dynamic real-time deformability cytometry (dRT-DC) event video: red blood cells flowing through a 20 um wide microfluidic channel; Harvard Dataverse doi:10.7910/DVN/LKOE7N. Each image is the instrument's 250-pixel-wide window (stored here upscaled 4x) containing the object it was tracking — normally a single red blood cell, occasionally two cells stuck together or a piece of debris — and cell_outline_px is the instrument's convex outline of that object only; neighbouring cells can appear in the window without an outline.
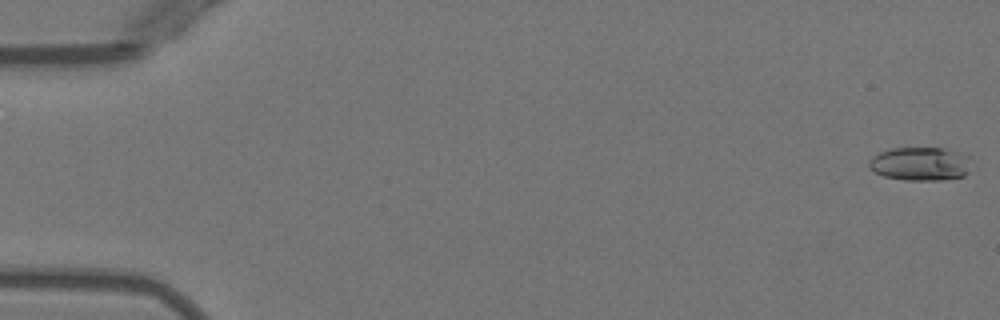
{"species": "Egyptian fruit bat (a non-hibernating species)", "species_latin": "Rousettus aegyptiacus", "temperature_condition": "warm", "stored_images_in_passage": 51, "camera_frame_rate_fps": 3000, "um_per_image_px": 0.085, "animal": {"sex": "female"}, "frame": {"image": 1, "passage_image": 1, "time_ms": 0.0, "image_size_px": [1000, 320], "cell_outline_px": [[972, 156], [968, 172], [964, 176], [940, 180], [904, 180], [884, 176], [868, 168], [868, 160], [872, 156], [888, 148], [940, 148]], "centroid_in_image_um": [78.21, 13.92], "position_along_channel_um": 6.8, "area_um2": 20.17}}
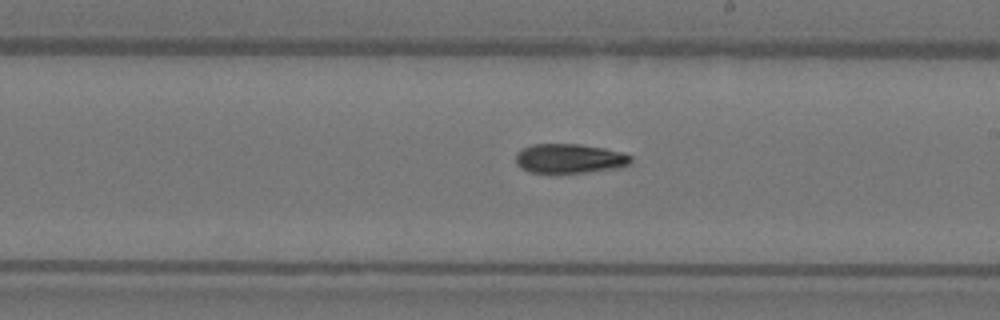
{"frame": {"image": 2, "passage_image": 30, "time_ms": 9.667, "image_size_px": [1000, 320], "cell_outline_px": [[632, 164], [620, 168], [588, 172], [528, 172], [520, 168], [516, 164], [516, 152], [532, 144], [580, 144], [604, 148], [624, 152], [632, 156]], "centroid_in_image_um": [48.46, 13.47], "position_along_channel_um": 240.5, "area_um2": 19.94}}
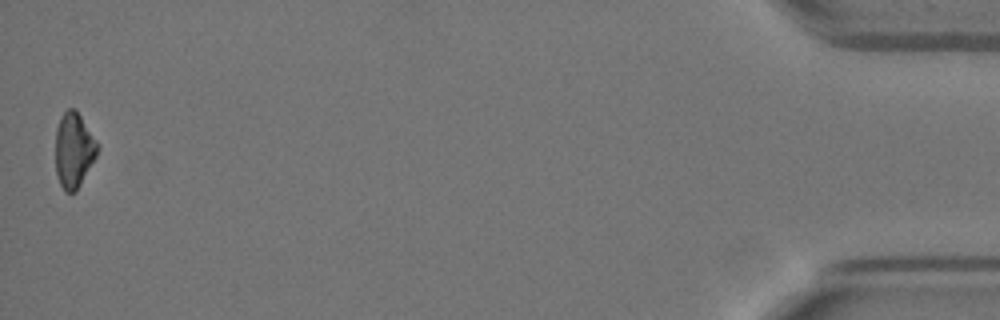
{"frame": {"image": 3, "passage_image": 51, "time_ms": 16.667, "image_size_px": [1000, 320], "cell_outline_px": [[100, 148], [96, 156], [76, 192], [64, 192], [60, 184], [56, 172], [56, 128], [60, 116], [68, 108], [76, 108], [96, 140]], "centroid_in_image_um": [6.27, 12.74], "position_along_channel_um": 428.9, "area_um2": 18.44}}